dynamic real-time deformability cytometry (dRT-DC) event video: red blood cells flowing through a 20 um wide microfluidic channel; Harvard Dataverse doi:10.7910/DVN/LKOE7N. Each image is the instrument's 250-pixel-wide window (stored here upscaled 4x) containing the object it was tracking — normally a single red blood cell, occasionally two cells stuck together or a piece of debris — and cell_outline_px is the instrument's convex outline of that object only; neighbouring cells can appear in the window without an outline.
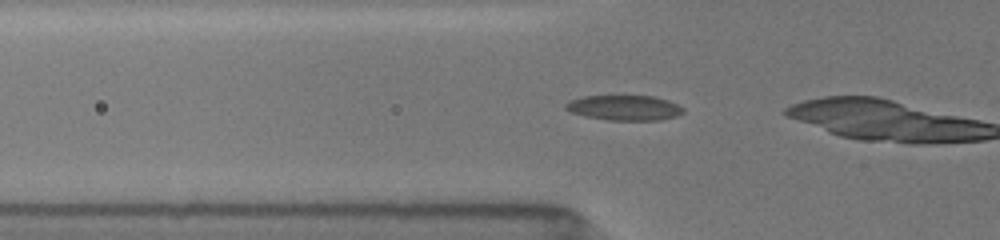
{"species": "common noctule bat (a hibernating species)", "species_latin": "Nyctalus noctula", "temperature_condition": "room temperature", "stored_images_in_passage": 10, "camera_frame_rate_fps": 3000, "um_per_image_px": 0.085, "animal": {"sex": "female", "body_mass_g": 19.5, "forearm_length_mm": 54.1}, "frame": {"image": 1, "passage_image": 9, "time_ms": 4.333, "image_size_px": [1000, 240], "cell_outline_px": [[684, 112], [676, 116], [660, 120], [608, 120], [584, 116], [572, 112], [564, 108], [564, 104], [568, 100], [584, 96], [656, 96], [668, 100], [684, 108]], "centroid_in_image_um": [53.06, 9.16], "position_along_channel_um": 72.7, "area_um2": 17.28}}